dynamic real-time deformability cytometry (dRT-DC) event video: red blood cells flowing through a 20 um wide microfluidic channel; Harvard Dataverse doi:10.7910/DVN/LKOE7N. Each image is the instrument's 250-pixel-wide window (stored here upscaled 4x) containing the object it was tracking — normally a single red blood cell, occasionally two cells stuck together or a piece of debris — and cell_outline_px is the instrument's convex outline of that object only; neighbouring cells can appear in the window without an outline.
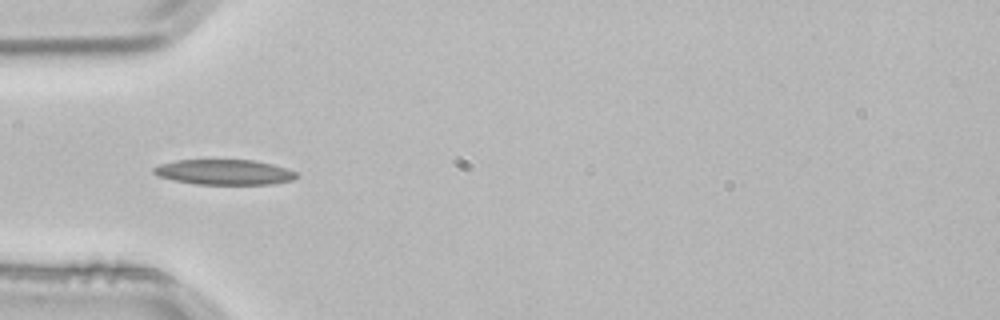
{"species": "common noctule bat (a hibernating species)", "species_latin": "Nyctalus noctula", "temperature_condition": "room temperature", "stored_images_in_passage": 3, "camera_frame_rate_fps": 3000, "um_per_image_px": 0.085, "animal": {"sex": "male", "body_mass_g": 21.5, "forearm_length_mm": 52.0}, "frame": {"image": 1, "passage_image": 3, "time_ms": 0.667, "image_size_px": [1000, 320], "cell_outline_px": [[300, 176], [292, 180], [272, 184], [196, 184], [176, 180], [160, 176], [152, 172], [152, 168], [160, 164], [176, 160], [252, 160], [272, 164], [288, 168], [296, 172]], "centroid_in_image_um": [19.1, 14.63], "position_along_channel_um": 65.9, "area_um2": 20.92}}